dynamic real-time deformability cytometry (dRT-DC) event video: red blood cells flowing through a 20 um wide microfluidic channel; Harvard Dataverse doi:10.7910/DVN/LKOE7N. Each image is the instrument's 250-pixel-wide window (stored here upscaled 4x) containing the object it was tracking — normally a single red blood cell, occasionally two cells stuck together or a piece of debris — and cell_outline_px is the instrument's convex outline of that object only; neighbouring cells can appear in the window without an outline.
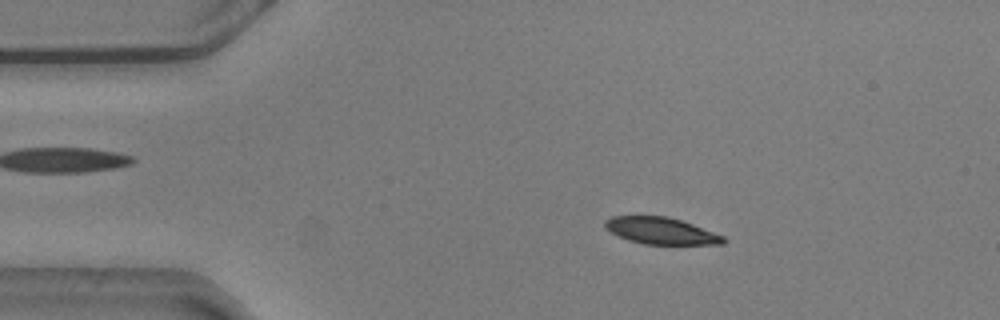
{"species": "common noctule bat (a hibernating species)", "species_latin": "Nyctalus noctula", "temperature_condition": "warm", "stored_images_in_passage": 55, "camera_frame_rate_fps": 3000, "um_per_image_px": 0.085, "animal": {"sex": "male", "body_mass_g": 20.5, "forearm_length_mm": 52.5}, "frame": {"image": 1, "passage_image": 9, "time_ms": 2.667, "image_size_px": [1000, 320], "cell_outline_px": [[728, 240], [724, 244], [644, 244], [628, 240], [604, 228], [604, 220], [612, 216], [668, 216], [692, 224], [724, 236]], "centroid_in_image_um": [56.18, 19.62], "position_along_channel_um": 28.8, "area_um2": 18.38}}
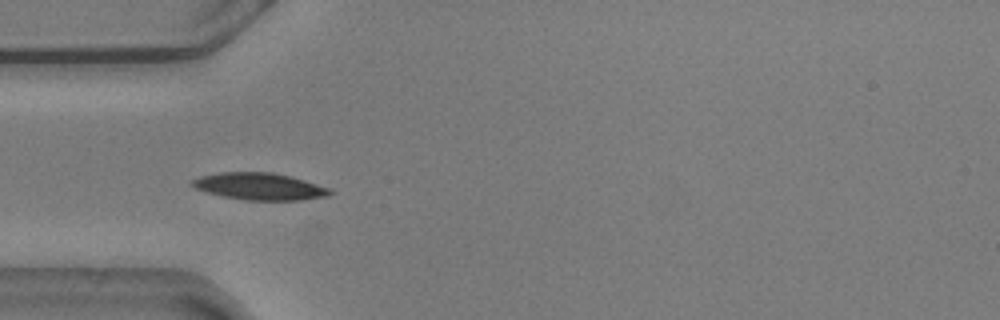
{"frame": {"image": 2, "passage_image": 16, "time_ms": 5.0, "image_size_px": [1000, 320], "cell_outline_px": [[332, 192], [328, 196], [300, 200], [244, 200], [224, 196], [208, 192], [196, 188], [188, 184], [192, 180], [200, 176], [220, 172], [272, 172], [292, 176], [332, 188]], "centroid_in_image_um": [22.09, 15.83], "position_along_channel_um": 62.9, "area_um2": 21.79}}
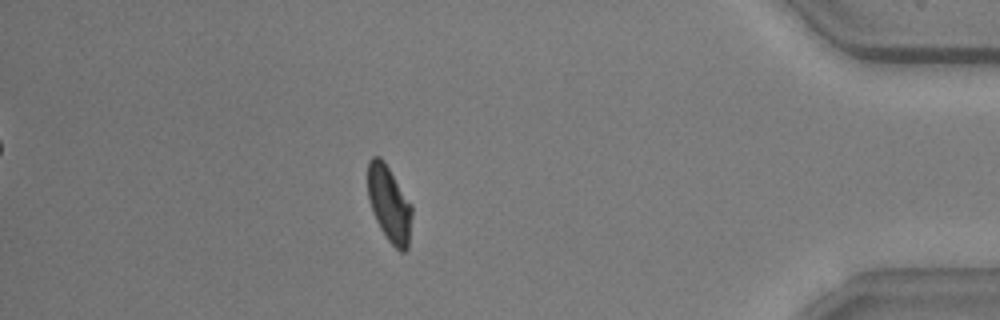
{"frame": {"image": 3, "passage_image": 48, "time_ms": 15.667, "image_size_px": [1000, 320], "cell_outline_px": [[412, 216], [408, 248], [404, 252], [400, 252], [388, 240], [380, 228], [372, 212], [368, 196], [368, 160], [372, 156], [380, 156], [384, 160], [412, 204]], "centroid_in_image_um": [33.09, 17.32], "position_along_channel_um": 402.1, "area_um2": 19.71}, "authors_computed_cell_mechanics": {"area_um2": 19.941, "velocity_mm_per_s": 3.6045, "shape_relaxation_time_tau1_ms": 2.7594, "shape_relaxation_time_tau2_ms": 3.0129, "deformation_change_tau1": 0.1197, "deformation_change_tau2": 0.074}}